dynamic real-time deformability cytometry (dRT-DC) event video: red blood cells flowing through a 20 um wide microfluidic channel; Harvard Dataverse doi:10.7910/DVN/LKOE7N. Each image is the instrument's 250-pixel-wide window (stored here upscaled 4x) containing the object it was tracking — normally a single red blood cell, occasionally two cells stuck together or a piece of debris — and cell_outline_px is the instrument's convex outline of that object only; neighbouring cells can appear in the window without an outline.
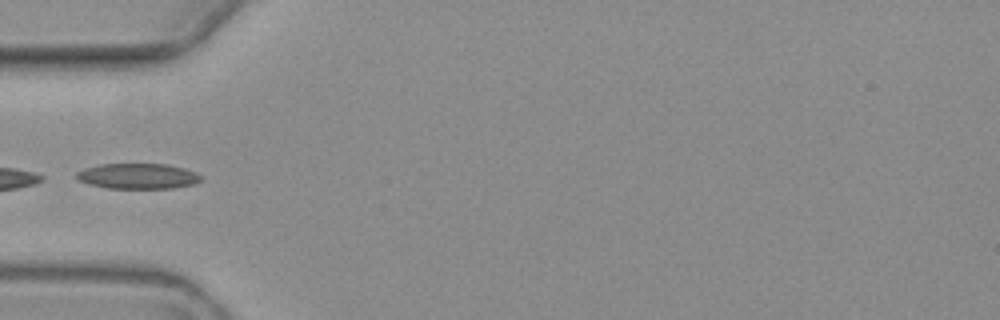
{"species": "common noctule bat (a hibernating species)", "species_latin": "Nyctalus noctula", "temperature_condition": "warm", "stored_images_in_passage": 5, "camera_frame_rate_fps": 3000, "um_per_image_px": 0.085, "animal": {"sex": "female", "body_mass_g": 19.3, "forearm_length_mm": 54.1}, "frame": {"image": 1, "passage_image": 5, "time_ms": 5.0, "image_size_px": [1000, 320], "cell_outline_px": [[200, 180], [192, 184], [172, 188], [108, 188], [88, 184], [80, 180], [76, 176], [76, 172], [84, 168], [100, 164], [164, 164], [184, 168], [196, 172], [200, 176]], "centroid_in_image_um": [11.68, 14.96], "position_along_channel_um": 73.3, "area_um2": 18.26}}